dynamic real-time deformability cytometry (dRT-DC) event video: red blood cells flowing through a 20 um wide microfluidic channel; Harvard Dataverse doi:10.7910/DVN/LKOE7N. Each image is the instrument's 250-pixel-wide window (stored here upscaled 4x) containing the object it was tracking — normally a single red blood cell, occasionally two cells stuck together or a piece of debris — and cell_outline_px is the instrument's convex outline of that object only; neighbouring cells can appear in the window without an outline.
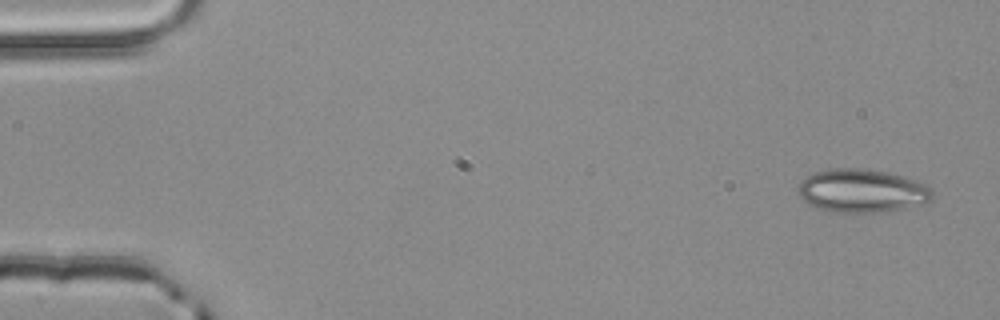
{"species": "common noctule bat (a hibernating species)", "species_latin": "Nyctalus noctula", "temperature_condition": "room temperature", "stored_images_in_passage": 4, "camera_frame_rate_fps": 3000, "um_per_image_px": 0.085, "animal": {"sex": "male", "body_mass_g": 20.4}, "frame": {"image": 1, "passage_image": 1, "time_ms": 0.0, "image_size_px": [1000, 320], "cell_outline_px": [[936, 196], [932, 200], [904, 208], [884, 212], [832, 212], [816, 208], [808, 204], [800, 196], [796, 188], [800, 180], [812, 172], [828, 168], [856, 168], [888, 172], [904, 176], [928, 184], [932, 188]], "centroid_in_image_um": [73.26, 16.21], "position_along_channel_um": 11.7, "area_um2": 34.51}}